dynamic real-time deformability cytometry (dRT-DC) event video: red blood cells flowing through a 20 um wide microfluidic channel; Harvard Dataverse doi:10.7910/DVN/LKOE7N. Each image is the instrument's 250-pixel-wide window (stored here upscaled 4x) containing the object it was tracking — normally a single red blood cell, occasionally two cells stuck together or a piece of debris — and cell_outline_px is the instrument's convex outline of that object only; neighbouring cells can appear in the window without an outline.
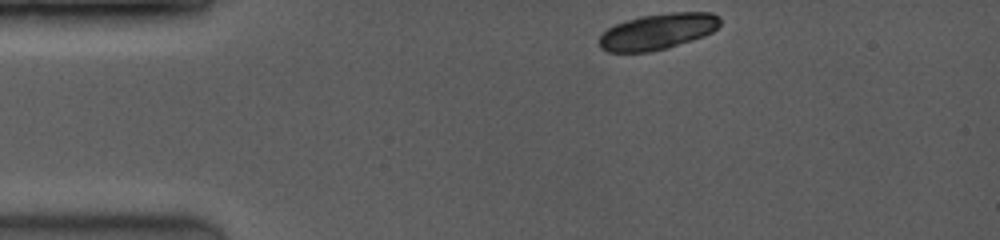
{"species": "common noctule bat (a hibernating species)", "species_latin": "Nyctalus noctula", "temperature_condition": "room temperature", "stored_images_in_passage": 8, "camera_frame_rate_fps": 3500, "um_per_image_px": 0.085, "animal": {"sex": "female", "body_mass_g": 19.0, "forearm_length_mm": 53.3}, "frame": {"image": 1, "passage_image": 1, "time_ms": 0.0, "image_size_px": [1000, 240], "cell_outline_px": [[720, 24], [712, 32], [704, 36], [668, 48], [648, 52], [608, 52], [600, 48], [600, 36], [608, 28], [616, 24], [640, 16], [672, 12], [712, 12], [720, 16]], "centroid_in_image_um": [55.93, 2.68], "position_along_channel_um": 29.1, "area_um2": 25.32}}